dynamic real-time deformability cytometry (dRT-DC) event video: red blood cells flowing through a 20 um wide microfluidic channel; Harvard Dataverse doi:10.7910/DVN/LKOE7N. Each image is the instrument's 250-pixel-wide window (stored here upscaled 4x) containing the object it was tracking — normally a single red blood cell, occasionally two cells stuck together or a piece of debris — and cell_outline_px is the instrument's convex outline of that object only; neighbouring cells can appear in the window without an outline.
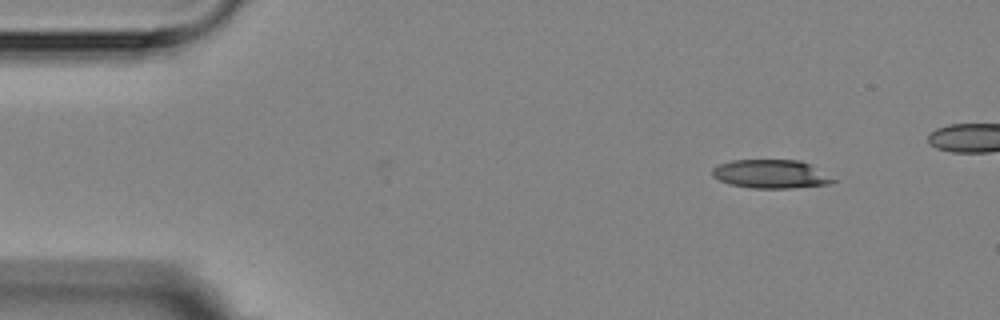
{"species": "Egyptian fruit bat (a non-hibernating species)", "species_latin": "Rousettus aegyptiacus", "temperature_condition": "room temperature", "stored_images_in_passage": 4, "camera_frame_rate_fps": 3000, "um_per_image_px": 0.085, "animal": {"sex": "female"}, "frame": {"image": 1, "passage_image": 1, "time_ms": 0.0, "image_size_px": [1000, 320], "cell_outline_px": [[836, 180], [828, 184], [792, 188], [752, 188], [732, 184], [720, 180], [712, 176], [712, 168], [720, 164], [732, 160], [800, 160], [812, 164]], "centroid_in_image_um": [65.54, 14.78], "position_along_channel_um": 19.5, "area_um2": 20.06}}